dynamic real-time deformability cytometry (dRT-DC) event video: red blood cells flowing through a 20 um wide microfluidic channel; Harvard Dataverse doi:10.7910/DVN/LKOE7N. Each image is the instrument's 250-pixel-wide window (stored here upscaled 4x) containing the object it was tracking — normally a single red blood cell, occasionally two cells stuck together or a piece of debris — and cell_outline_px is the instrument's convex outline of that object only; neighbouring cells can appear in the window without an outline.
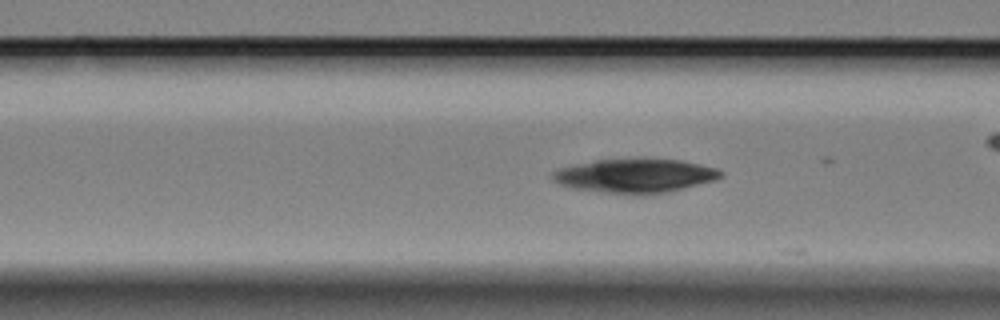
{"species": "Egyptian fruit bat (a non-hibernating species)", "species_latin": "Rousettus aegyptiacus", "temperature_condition": "cold", "stored_images_in_passage": 17, "camera_frame_rate_fps": 3000, "um_per_image_px": 0.085, "animal": {"sex": "female"}, "frame": {"image": 1, "passage_image": 7, "time_ms": 2.0, "image_size_px": [1000, 320], "cell_outline_px": [[724, 176], [716, 180], [668, 192], [644, 196], [636, 196], [600, 192], [572, 188], [560, 184], [552, 180], [552, 172], [560, 168], [596, 160], [680, 160], [700, 164], [716, 168], [724, 172]], "centroid_in_image_um": [54.01, 14.98], "position_along_channel_um": 112.6, "area_um2": 33.29}}
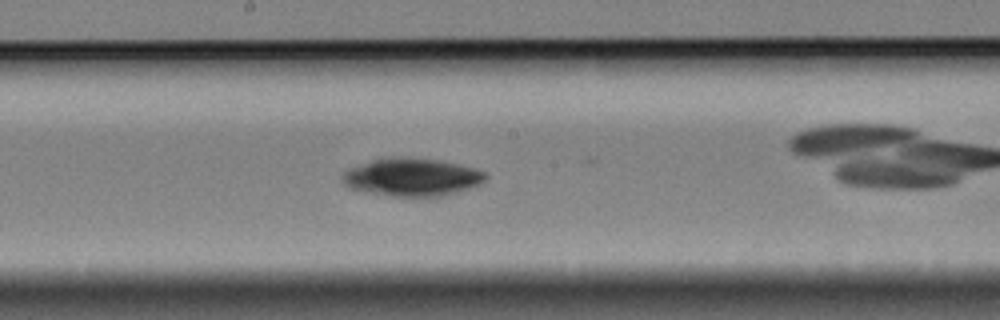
{"frame": {"image": 2, "passage_image": 16, "time_ms": 5.0, "image_size_px": [1000, 320], "cell_outline_px": [[488, 176], [480, 184], [444, 196], [392, 196], [364, 192], [348, 188], [340, 180], [340, 176], [348, 168], [372, 160], [436, 160], [476, 168], [484, 172]], "centroid_in_image_um": [34.97, 15.11], "position_along_channel_um": 213.2, "area_um2": 30.69}}